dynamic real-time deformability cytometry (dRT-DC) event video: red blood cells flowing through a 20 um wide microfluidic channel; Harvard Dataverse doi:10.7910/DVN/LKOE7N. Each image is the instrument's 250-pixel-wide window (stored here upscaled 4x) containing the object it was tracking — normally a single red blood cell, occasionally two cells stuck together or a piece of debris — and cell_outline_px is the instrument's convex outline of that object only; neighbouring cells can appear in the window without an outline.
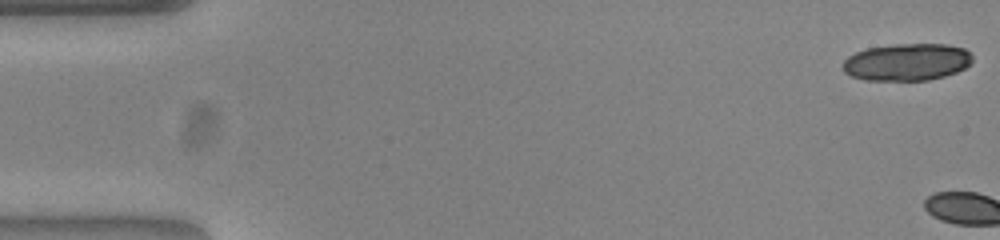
{"species": "common noctule bat (a hibernating species)", "species_latin": "Nyctalus noctula", "temperature_condition": "warm", "stored_images_in_passage": 3, "camera_frame_rate_fps": 3000, "um_per_image_px": 0.085, "animal": {"sex": "female", "body_mass_g": 23.0, "forearm_length_mm": 53.4}, "frame": {"image": 1, "passage_image": 1, "time_ms": 0.0, "image_size_px": [1000, 240], "cell_outline_px": [[972, 60], [964, 68], [956, 72], [944, 76], [928, 80], [864, 80], [852, 76], [844, 72], [844, 60], [848, 56], [856, 52], [868, 48], [896, 44], [948, 44], [964, 48], [972, 56]], "centroid_in_image_um": [77.09, 5.27], "position_along_channel_um": 7.9, "area_um2": 27.92}}